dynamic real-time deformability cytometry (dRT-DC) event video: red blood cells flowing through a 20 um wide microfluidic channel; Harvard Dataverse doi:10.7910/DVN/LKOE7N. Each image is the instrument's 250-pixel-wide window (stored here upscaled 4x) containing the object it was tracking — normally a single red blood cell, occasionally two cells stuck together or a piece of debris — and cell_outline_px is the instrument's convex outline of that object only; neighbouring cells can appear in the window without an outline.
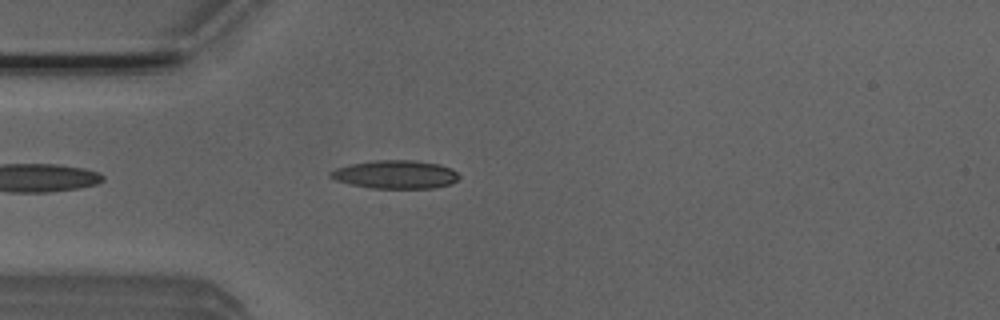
{"species": "Egyptian fruit bat (a non-hibernating species)", "species_latin": "Rousettus aegyptiacus", "temperature_condition": "room temperature", "stored_images_in_passage": 20, "camera_frame_rate_fps": 3000, "um_per_image_px": 0.085, "animal": {"sex": "male"}, "frame": {"image": 1, "passage_image": 4, "time_ms": 1.0, "image_size_px": [1000, 320], "cell_outline_px": [[460, 176], [452, 184], [432, 188], [372, 188], [348, 184], [336, 180], [328, 176], [328, 172], [336, 168], [348, 164], [372, 160], [416, 160], [440, 164], [452, 168]], "centroid_in_image_um": [33.59, 14.82], "position_along_channel_um": 51.4, "area_um2": 21.5}}
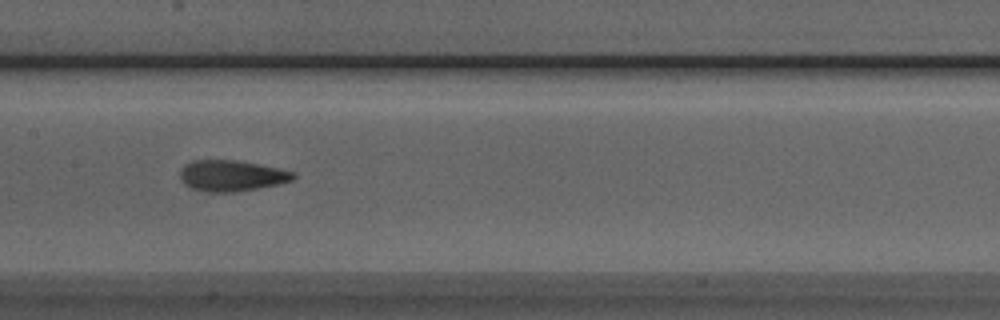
{"frame": {"image": 2, "passage_image": 15, "time_ms": 4.667, "image_size_px": [1000, 320], "cell_outline_px": [[296, 176], [292, 180], [276, 184], [236, 192], [208, 192], [192, 188], [184, 184], [180, 180], [180, 172], [184, 164], [192, 160], [236, 160], [276, 168], [292, 172]], "centroid_in_image_um": [19.61, 14.93], "position_along_channel_um": 187.8, "area_um2": 20.17}}